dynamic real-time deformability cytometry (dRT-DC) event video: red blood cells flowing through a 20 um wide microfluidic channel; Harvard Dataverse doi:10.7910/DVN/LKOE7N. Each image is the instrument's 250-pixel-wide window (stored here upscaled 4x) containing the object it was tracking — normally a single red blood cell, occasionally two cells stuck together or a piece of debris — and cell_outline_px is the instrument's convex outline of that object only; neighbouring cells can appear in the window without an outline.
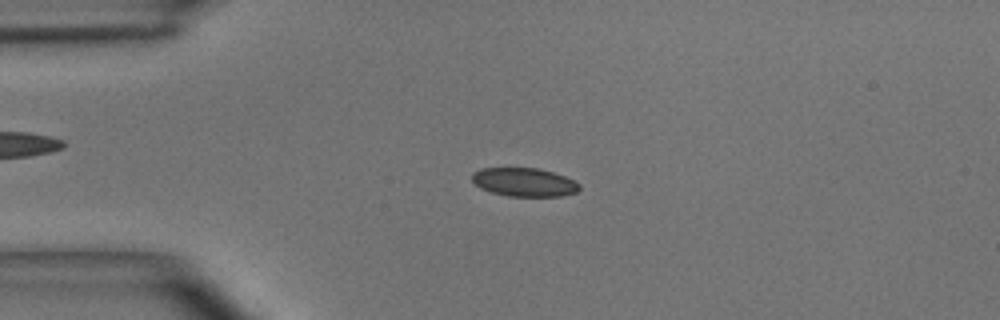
{"species": "common noctule bat (a hibernating species)", "species_latin": "Nyctalus noctula", "temperature_condition": "room temperature", "stored_images_in_passage": 49, "camera_frame_rate_fps": 3000, "um_per_image_px": 0.085, "animal": {"sex": "male", "body_mass_g": 15.6}, "frame": {"image": 1, "passage_image": 11, "time_ms": 3.333, "image_size_px": [1000, 320], "cell_outline_px": [[580, 188], [576, 192], [560, 196], [508, 196], [492, 192], [480, 188], [472, 180], [472, 172], [480, 168], [536, 168], [552, 172], [564, 176], [580, 184]], "centroid_in_image_um": [44.53, 15.48], "position_along_channel_um": 40.5, "area_um2": 17.74}}
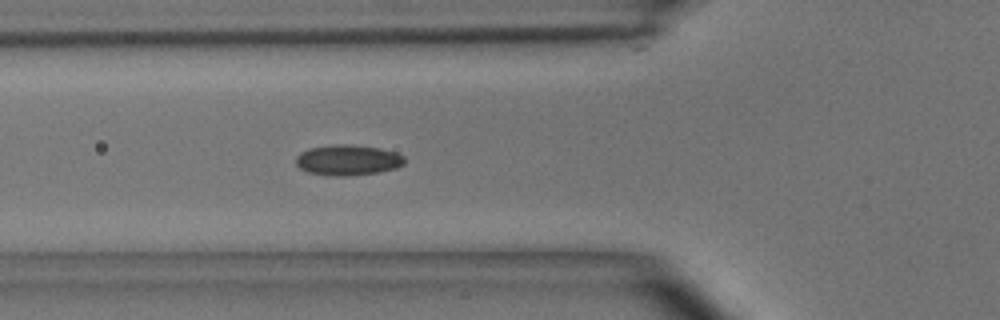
{"frame": {"image": 2, "passage_image": 17, "time_ms": 5.333, "image_size_px": [1000, 320], "cell_outline_px": [[404, 164], [396, 168], [380, 172], [344, 176], [336, 176], [308, 172], [300, 168], [296, 164], [296, 156], [300, 152], [308, 148], [336, 144], [352, 144], [380, 148], [396, 152], [404, 156]], "centroid_in_image_um": [29.57, 13.59], "position_along_channel_um": 96.2, "area_um2": 19.42}}
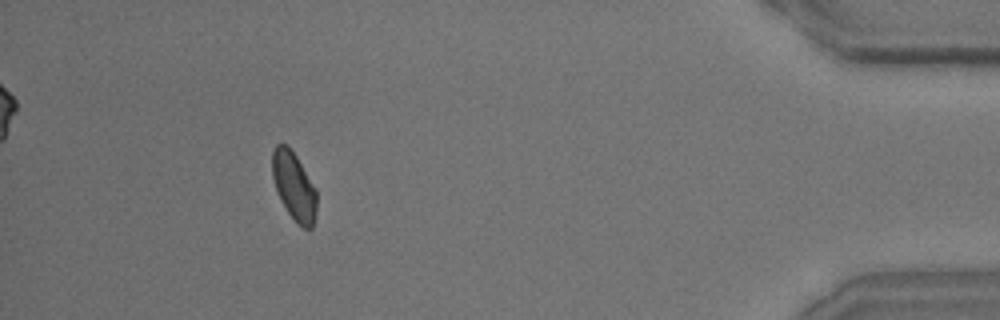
{"frame": {"image": 3, "passage_image": 45, "time_ms": 14.667, "image_size_px": [1000, 320], "cell_outline_px": [[316, 212], [312, 228], [304, 228], [296, 224], [288, 212], [276, 192], [272, 176], [272, 152], [276, 144], [284, 144], [296, 156], [316, 188]], "centroid_in_image_um": [24.98, 15.85], "position_along_channel_um": 410.2, "area_um2": 17.57}, "authors_computed_cell_mechanics": {"area_um2": 18.1492, "velocity_mm_per_s": 3.9756, "shape_relaxation_time_tau1_ms": 4.6104, "shape_relaxation_time_tau2_ms": 5.0978, "deformation_change_tau1": 0.0818, "deformation_change_tau2": 0.0628}}